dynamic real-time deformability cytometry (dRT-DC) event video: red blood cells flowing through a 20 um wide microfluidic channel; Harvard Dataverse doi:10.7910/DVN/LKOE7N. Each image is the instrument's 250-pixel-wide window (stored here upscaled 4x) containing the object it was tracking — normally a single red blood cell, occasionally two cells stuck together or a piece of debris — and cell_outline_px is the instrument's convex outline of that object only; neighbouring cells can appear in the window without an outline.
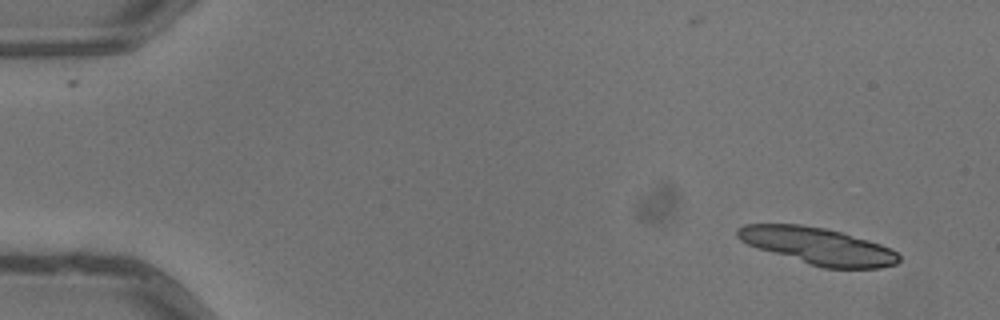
{"species": "common noctule bat (a hibernating species)", "species_latin": "Nyctalus noctula", "temperature_condition": "warm", "stored_images_in_passage": 3, "camera_frame_rate_fps": 3000, "um_per_image_px": 0.085, "animal": {"sex": "male", "body_mass_g": 13.3}, "frame": {"image": 1, "passage_image": 1, "time_ms": 0.0, "image_size_px": [1000, 320], "cell_outline_px": [[900, 260], [896, 264], [880, 268], [824, 268], [760, 248], [748, 244], [740, 240], [736, 236], [736, 228], [744, 224], [800, 224], [824, 228], [840, 232], [868, 240], [880, 244], [896, 252], [900, 256]], "centroid_in_image_um": [69.52, 20.9], "position_along_channel_um": 15.5, "area_um2": 34.04}}